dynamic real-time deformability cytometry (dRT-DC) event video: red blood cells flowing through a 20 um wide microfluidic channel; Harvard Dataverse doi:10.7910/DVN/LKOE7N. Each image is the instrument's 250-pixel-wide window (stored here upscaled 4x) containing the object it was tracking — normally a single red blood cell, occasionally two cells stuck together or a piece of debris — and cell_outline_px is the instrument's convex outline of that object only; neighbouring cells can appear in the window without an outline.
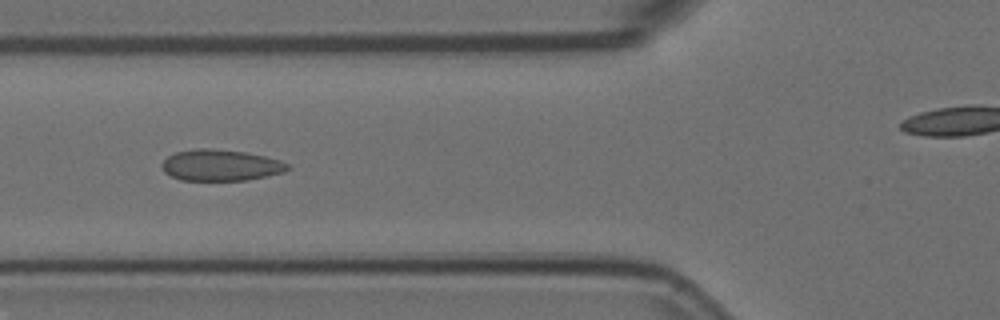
{"species": "Egyptian fruit bat (a non-hibernating species)", "species_latin": "Rousettus aegyptiacus", "temperature_condition": "room temperature", "stored_images_in_passage": 7, "segment_of_instrument_passage": [1, 2], "camera_frame_rate_fps": 3000, "um_per_image_px": 0.085, "animal": {"sex": "female"}, "frame": {"image": 1, "passage_image": 6, "time_ms": 1.667, "image_size_px": [1000, 320], "cell_outline_px": [[292, 168], [284, 172], [268, 176], [248, 180], [180, 180], [164, 172], [160, 164], [168, 156], [176, 152], [192, 148], [212, 148], [244, 152], [264, 156], [280, 160], [288, 164]], "centroid_in_image_um": [18.76, 14.04], "position_along_channel_um": 107.0, "area_um2": 23.06}}